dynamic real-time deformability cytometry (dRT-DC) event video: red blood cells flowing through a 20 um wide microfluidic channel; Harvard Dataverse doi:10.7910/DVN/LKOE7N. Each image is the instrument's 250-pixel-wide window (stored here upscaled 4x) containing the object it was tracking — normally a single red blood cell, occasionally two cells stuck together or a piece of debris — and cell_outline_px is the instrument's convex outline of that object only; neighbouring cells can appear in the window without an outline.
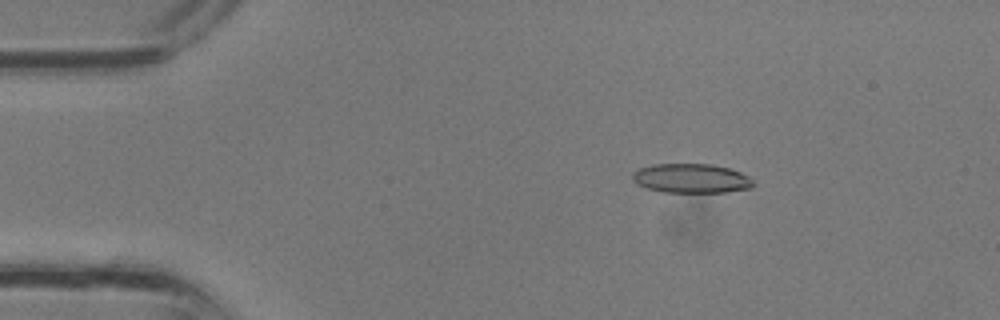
{"species": "common noctule bat (a hibernating species)", "species_latin": "Nyctalus noctula", "temperature_condition": "room temperature", "stored_images_in_passage": 35, "camera_frame_rate_fps": 3000, "um_per_image_px": 0.085, "animal": {"sex": "male", "body_mass_g": 13.3}, "frame": {"image": 1, "passage_image": 6, "time_ms": 1.667, "image_size_px": [1000, 320], "cell_outline_px": [[756, 184], [752, 188], [724, 192], [664, 192], [648, 188], [636, 184], [632, 180], [632, 172], [640, 168], [652, 164], [712, 164], [728, 168], [740, 172], [748, 176]], "centroid_in_image_um": [58.75, 15.16], "position_along_channel_um": 26.2, "area_um2": 20.69}}
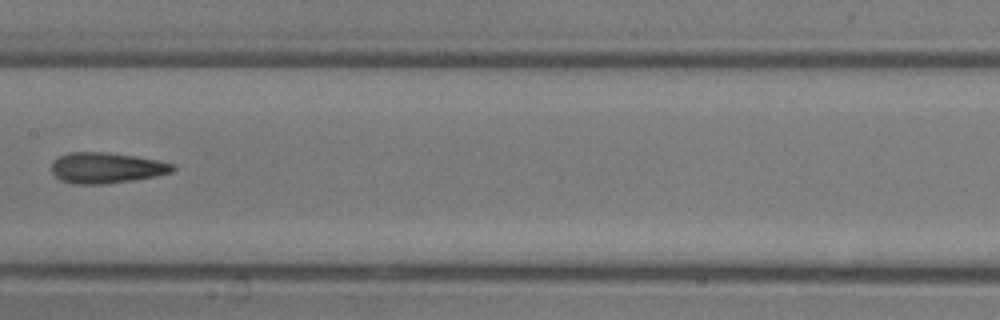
{"frame": {"image": 2, "passage_image": 18, "time_ms": 5.667, "image_size_px": [1000, 320], "cell_outline_px": [[176, 168], [172, 172], [156, 176], [132, 180], [104, 184], [76, 184], [60, 180], [52, 172], [52, 160], [68, 152], [108, 152], [156, 160], [176, 164]], "centroid_in_image_um": [9.04, 14.26], "position_along_channel_um": 198.4, "area_um2": 21.68}}
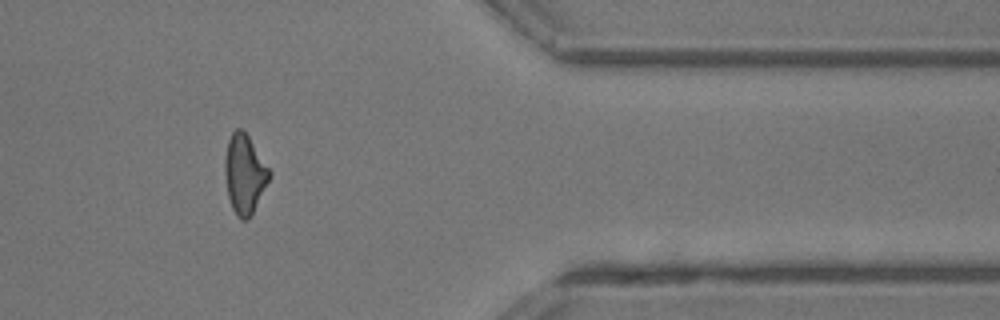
{"frame": {"image": 3, "passage_image": 29, "time_ms": 9.333, "image_size_px": [1000, 320], "cell_outline_px": [[272, 176], [248, 220], [240, 220], [236, 216], [232, 208], [228, 196], [224, 172], [224, 160], [228, 140], [232, 132], [236, 128], [240, 128], [248, 136], [272, 172]], "centroid_in_image_um": [20.79, 14.81], "position_along_channel_um": 390.6, "area_um2": 20.58}}